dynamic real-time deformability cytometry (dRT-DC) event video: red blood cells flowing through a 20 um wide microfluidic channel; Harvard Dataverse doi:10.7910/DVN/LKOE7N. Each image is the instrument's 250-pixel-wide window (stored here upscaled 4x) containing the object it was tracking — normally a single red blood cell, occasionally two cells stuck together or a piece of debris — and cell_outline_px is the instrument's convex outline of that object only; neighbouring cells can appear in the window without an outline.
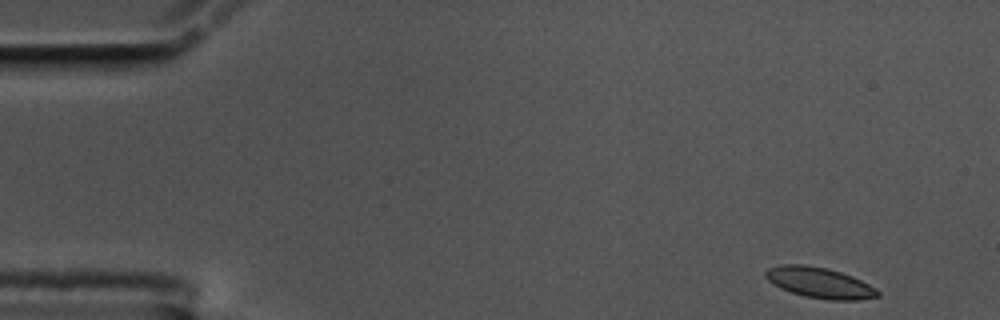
{"species": "common noctule bat (a hibernating species)", "species_latin": "Nyctalus noctula", "temperature_condition": "cold", "stored_images_in_passage": 31, "camera_frame_rate_fps": 3000, "um_per_image_px": 0.085, "animal": {"sex": "male", "body_mass_g": 17.5, "forearm_length_mm": 52.3}, "frame": {"image": 1, "passage_image": 1, "time_ms": 0.0, "image_size_px": [1000, 320], "cell_outline_px": [[880, 296], [856, 300], [832, 300], [804, 296], [780, 288], [772, 284], [764, 276], [764, 272], [768, 268], [780, 264], [804, 264], [828, 268], [852, 276], [876, 288], [880, 292]], "centroid_in_image_um": [69.64, 24.02], "position_along_channel_um": 15.4, "area_um2": 20.11}}
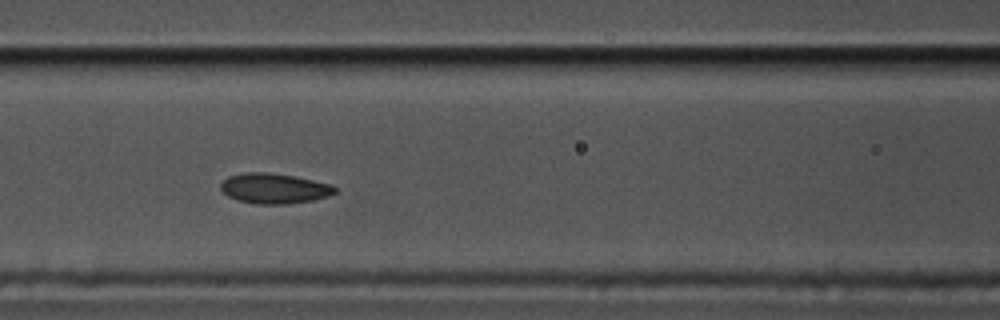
{"frame": {"image": 2, "passage_image": 21, "time_ms": 6.667, "image_size_px": [1000, 320], "cell_outline_px": [[336, 192], [328, 196], [312, 200], [284, 204], [256, 204], [240, 200], [228, 196], [220, 188], [220, 184], [228, 176], [244, 172], [268, 172], [296, 176], [332, 184], [336, 188]], "centroid_in_image_um": [23.32, 16.0], "position_along_channel_um": 143.3, "area_um2": 20.11}}
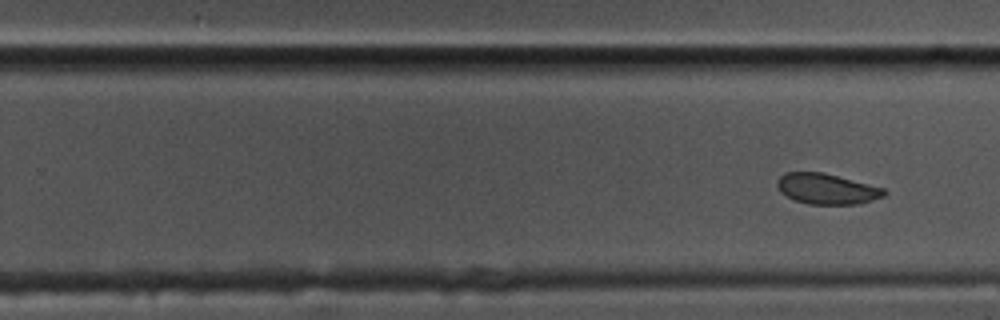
{"frame": {"image": 3, "passage_image": 31, "time_ms": 10.0, "image_size_px": [1000, 320], "cell_outline_px": [[888, 192], [884, 196], [872, 200], [856, 204], [808, 204], [796, 200], [780, 192], [776, 184], [776, 180], [784, 172], [824, 172], [884, 188]], "centroid_in_image_um": [70.26, 16.04], "position_along_channel_um": 259.5, "area_um2": 19.07}}